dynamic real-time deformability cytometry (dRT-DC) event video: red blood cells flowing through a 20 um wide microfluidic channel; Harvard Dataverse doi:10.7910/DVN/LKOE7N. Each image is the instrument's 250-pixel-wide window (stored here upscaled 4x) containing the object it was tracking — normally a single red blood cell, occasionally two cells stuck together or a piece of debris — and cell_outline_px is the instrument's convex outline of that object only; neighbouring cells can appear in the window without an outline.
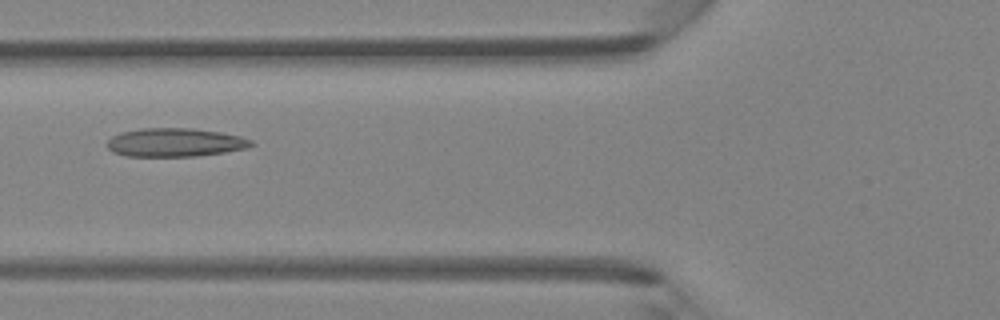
{"species": "Egyptian fruit bat (a non-hibernating species)", "species_latin": "Rousettus aegyptiacus", "temperature_condition": "room temperature", "stored_images_in_passage": 5, "camera_frame_rate_fps": 3000, "um_per_image_px": 0.085, "animal": {"sex": "female"}, "frame": {"image": 1, "passage_image": 5, "time_ms": 5.333, "image_size_px": [1000, 320], "cell_outline_px": [[256, 144], [248, 148], [224, 152], [196, 156], [128, 156], [112, 152], [108, 148], [108, 140], [112, 136], [120, 132], [140, 128], [192, 128], [220, 132], [240, 136], [252, 140]], "centroid_in_image_um": [14.89, 12.1], "position_along_channel_um": 110.9, "area_um2": 24.04}}